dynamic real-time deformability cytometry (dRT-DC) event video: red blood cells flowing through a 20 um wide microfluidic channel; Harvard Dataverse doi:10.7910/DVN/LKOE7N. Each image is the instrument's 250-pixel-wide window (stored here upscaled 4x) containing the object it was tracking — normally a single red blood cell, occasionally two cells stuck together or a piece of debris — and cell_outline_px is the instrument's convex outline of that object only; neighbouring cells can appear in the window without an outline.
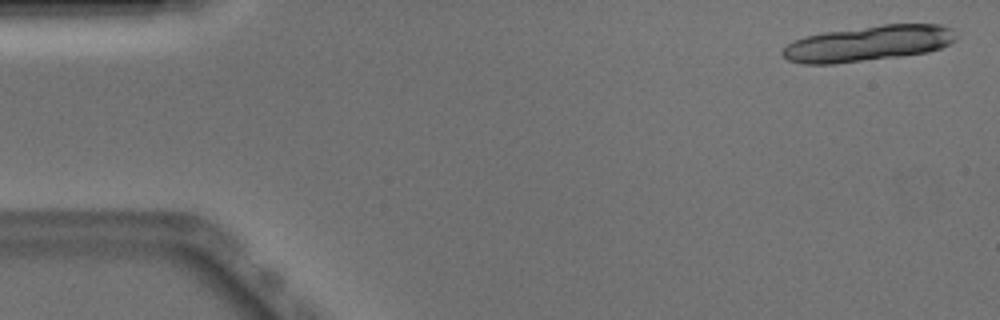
{"species": "Egyptian fruit bat (a non-hibernating species)", "species_latin": "Rousettus aegyptiacus", "temperature_condition": "warm", "stored_images_in_passage": 37, "segment_of_instrument_passage": [1, 2], "camera_frame_rate_fps": 3000, "um_per_image_px": 0.085, "animal": {"sex": "male"}, "frame": {"image": 1, "passage_image": 2, "time_ms": 0.333, "image_size_px": [1000, 320], "cell_outline_px": [[956, 40], [940, 48], [928, 52], [900, 56], [832, 64], [804, 64], [788, 60], [780, 52], [792, 40], [804, 36], [824, 32], [884, 24], [940, 24], [952, 28], [956, 36]], "centroid_in_image_um": [73.79, 3.68], "position_along_channel_um": 11.2, "area_um2": 35.95}}